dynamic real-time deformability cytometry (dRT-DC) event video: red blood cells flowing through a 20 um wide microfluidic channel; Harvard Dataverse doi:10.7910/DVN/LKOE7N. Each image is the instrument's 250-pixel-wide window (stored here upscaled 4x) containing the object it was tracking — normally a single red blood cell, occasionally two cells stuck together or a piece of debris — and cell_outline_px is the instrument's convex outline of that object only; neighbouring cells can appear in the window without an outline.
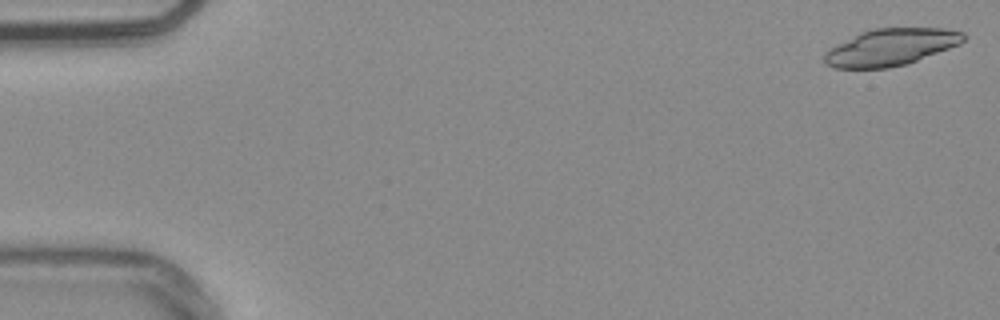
{"species": "common noctule bat (a hibernating species)", "species_latin": "Nyctalus noctula", "temperature_condition": "warm", "stored_images_in_passage": 38, "camera_frame_rate_fps": 3000, "um_per_image_px": 0.085, "animal": {"sex": "male", "body_mass_g": 20.4}, "frame": {"image": 1, "passage_image": 1, "time_ms": 0.0, "image_size_px": [1000, 320], "cell_outline_px": [[968, 36], [960, 44], [908, 64], [888, 68], [832, 68], [824, 64], [824, 52], [828, 48], [860, 32], [872, 28], [944, 28], [964, 32]], "centroid_in_image_um": [75.71, 4.01], "position_along_channel_um": 9.3, "area_um2": 30.29}}